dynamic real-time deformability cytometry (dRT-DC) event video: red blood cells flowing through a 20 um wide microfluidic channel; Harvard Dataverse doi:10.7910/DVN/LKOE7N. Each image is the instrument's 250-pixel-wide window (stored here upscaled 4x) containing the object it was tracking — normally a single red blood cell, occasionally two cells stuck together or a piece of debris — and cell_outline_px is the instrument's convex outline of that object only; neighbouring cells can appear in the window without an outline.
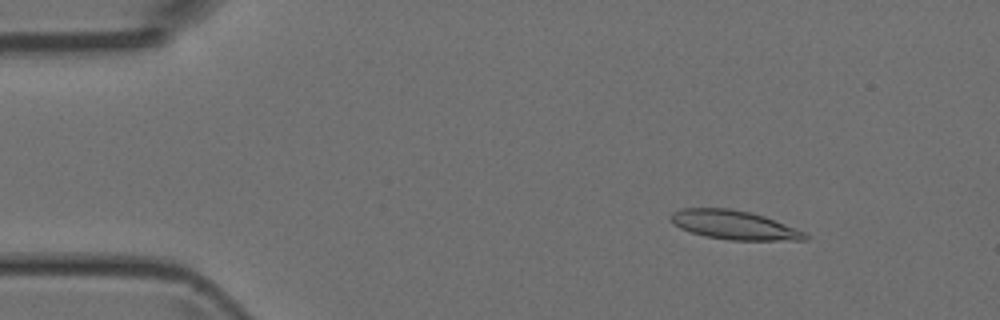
{"species": "Egyptian fruit bat (a non-hibernating species)", "species_latin": "Rousettus aegyptiacus", "temperature_condition": "room temperature", "stored_images_in_passage": 49, "camera_frame_rate_fps": 3000, "um_per_image_px": 0.085, "animal": {"sex": "female"}, "frame": {"image": 1, "passage_image": 7, "time_ms": 2.0, "image_size_px": [1000, 320], "cell_outline_px": [[808, 240], [728, 240], [704, 236], [680, 228], [672, 224], [668, 220], [668, 216], [672, 212], [680, 208], [728, 208], [748, 212], [764, 216], [796, 228], [804, 232], [808, 236]], "centroid_in_image_um": [62.33, 19.12], "position_along_channel_um": 22.7, "area_um2": 22.77}}
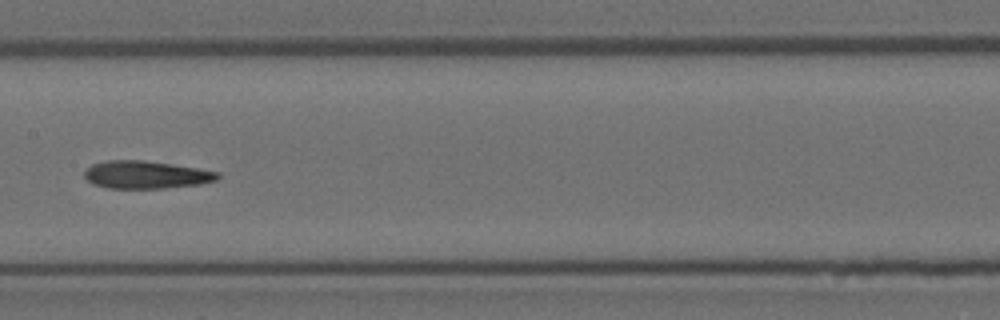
{"frame": {"image": 2, "passage_image": 25, "time_ms": 8.0, "image_size_px": [1000, 320], "cell_outline_px": [[220, 176], [216, 180], [200, 184], [164, 188], [108, 188], [92, 184], [84, 176], [84, 172], [92, 164], [108, 160], [144, 160], [172, 164], [220, 172]], "centroid_in_image_um": [12.41, 14.85], "position_along_channel_um": 195.0, "area_um2": 21.44}}
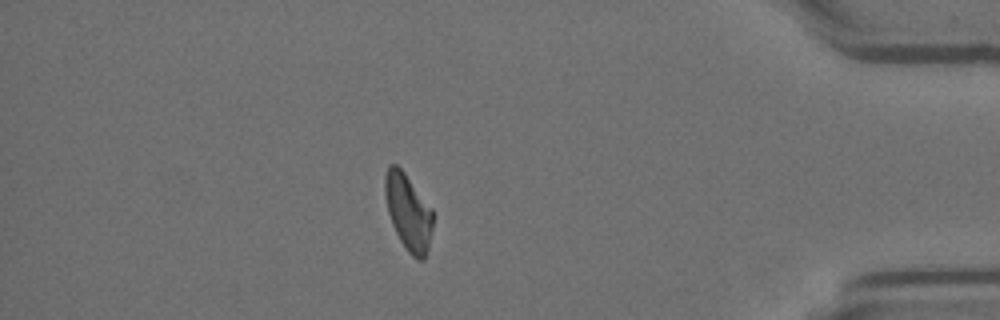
{"frame": {"image": 3, "passage_image": 43, "time_ms": 14.0, "image_size_px": [1000, 320], "cell_outline_px": [[432, 228], [428, 248], [424, 260], [416, 260], [408, 252], [400, 240], [392, 224], [388, 212], [384, 196], [384, 176], [388, 164], [396, 164], [404, 172], [432, 208]], "centroid_in_image_um": [34.68, 18.01], "position_along_channel_um": 400.5, "area_um2": 21.33}}